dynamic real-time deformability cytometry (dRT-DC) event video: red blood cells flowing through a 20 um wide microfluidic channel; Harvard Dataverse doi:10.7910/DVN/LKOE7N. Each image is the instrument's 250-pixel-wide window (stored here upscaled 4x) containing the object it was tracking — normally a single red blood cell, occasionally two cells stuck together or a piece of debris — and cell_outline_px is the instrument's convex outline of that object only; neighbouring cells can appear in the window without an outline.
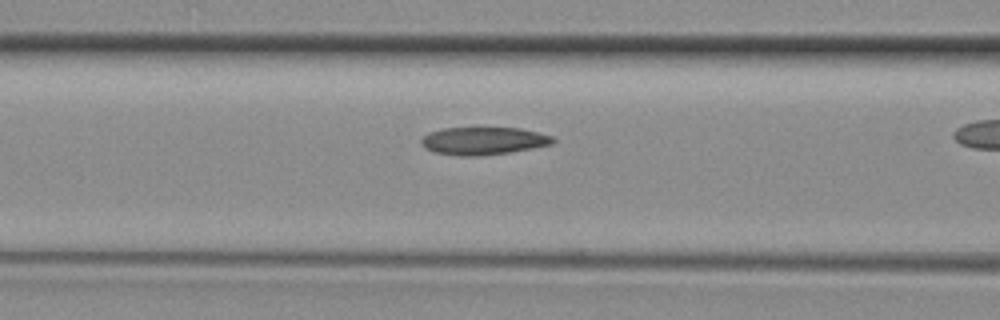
{"species": "common noctule bat (a hibernating species)", "species_latin": "Nyctalus noctula", "temperature_condition": "room temperature", "stored_images_in_passage": 20, "camera_frame_rate_fps": 3000, "um_per_image_px": 0.085, "animal": {"sex": "female", "body_mass_g": 29.2, "forearm_length_mm": 56.3}, "frame": {"image": 1, "passage_image": 4, "time_ms": 1.0, "image_size_px": [1000, 320], "cell_outline_px": [[556, 140], [552, 144], [532, 148], [508, 152], [476, 156], [460, 156], [436, 152], [424, 148], [420, 144], [420, 140], [428, 132], [444, 128], [520, 128], [552, 136]], "centroid_in_image_um": [41.05, 11.97], "position_along_channel_um": 125.5, "area_um2": 21.1}}
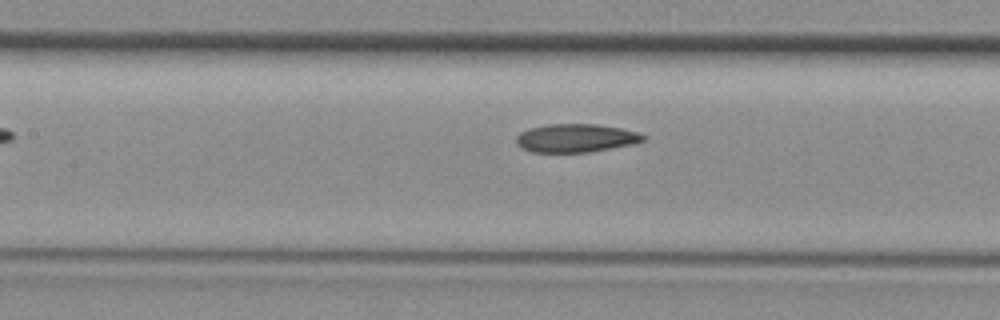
{"frame": {"image": 2, "passage_image": 6, "time_ms": 1.667, "image_size_px": [1000, 320], "cell_outline_px": [[648, 136], [644, 140], [636, 144], [588, 152], [532, 152], [520, 148], [516, 144], [516, 136], [520, 132], [528, 128], [548, 124], [596, 124], [620, 128], [640, 132]], "centroid_in_image_um": [48.96, 11.73], "position_along_channel_um": 158.4, "area_um2": 21.27}}
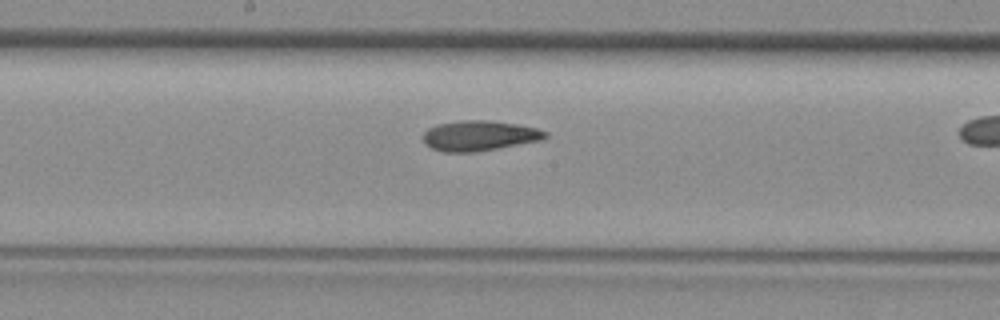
{"frame": {"image": 3, "passage_image": 9, "time_ms": 2.667, "image_size_px": [1000, 320], "cell_outline_px": [[548, 136], [540, 140], [476, 152], [444, 152], [432, 148], [424, 144], [424, 132], [428, 128], [436, 124], [460, 120], [488, 120], [516, 124], [536, 128], [548, 132]], "centroid_in_image_um": [40.71, 11.53], "position_along_channel_um": 207.5, "area_um2": 21.44}}